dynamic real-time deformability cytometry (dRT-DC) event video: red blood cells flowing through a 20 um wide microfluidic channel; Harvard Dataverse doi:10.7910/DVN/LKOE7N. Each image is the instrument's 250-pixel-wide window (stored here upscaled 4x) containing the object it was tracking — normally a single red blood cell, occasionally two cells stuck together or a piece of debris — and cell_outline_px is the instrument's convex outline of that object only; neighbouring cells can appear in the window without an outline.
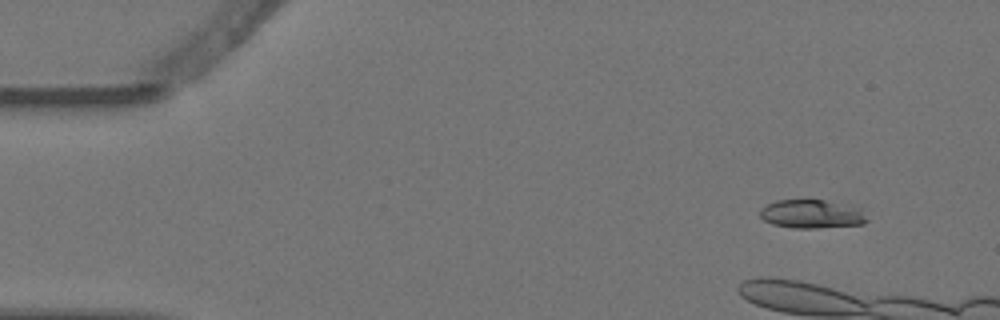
{"species": "Egyptian fruit bat (a non-hibernating species)", "species_latin": "Rousettus aegyptiacus", "temperature_condition": "warm", "stored_images_in_passage": 4, "camera_frame_rate_fps": 3000, "um_per_image_px": 0.085, "animal": {"sex": "female"}, "frame": {"image": 1, "passage_image": 1, "time_ms": 0.0, "image_size_px": [1000, 320], "cell_outline_px": [[868, 220], [864, 224], [816, 228], [792, 228], [772, 224], [764, 220], [760, 216], [760, 208], [776, 200], [824, 200], [860, 208]], "centroid_in_image_um": [68.97, 18.2], "position_along_channel_um": 16.0, "area_um2": 17.74}}